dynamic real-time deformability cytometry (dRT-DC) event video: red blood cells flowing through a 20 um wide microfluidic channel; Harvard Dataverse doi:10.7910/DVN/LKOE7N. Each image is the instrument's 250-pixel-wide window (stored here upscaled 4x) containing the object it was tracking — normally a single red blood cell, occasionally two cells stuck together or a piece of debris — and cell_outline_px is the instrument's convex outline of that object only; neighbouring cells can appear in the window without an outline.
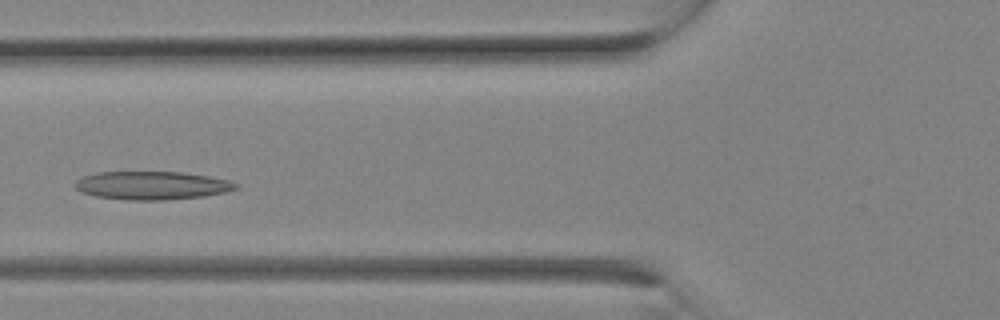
{"species": "Egyptian fruit bat (a non-hibernating species)", "species_latin": "Rousettus aegyptiacus", "temperature_condition": "room temperature", "stored_images_in_passage": 8, "camera_frame_rate_fps": 3000, "um_per_image_px": 0.085, "animal": {"sex": "female"}, "frame": {"image": 1, "passage_image": 7, "time_ms": 2.0, "image_size_px": [1000, 320], "cell_outline_px": [[240, 188], [224, 192], [204, 196], [164, 200], [128, 200], [96, 196], [80, 192], [76, 188], [76, 180], [84, 176], [96, 172], [184, 172], [208, 176], [228, 180], [240, 184]], "centroid_in_image_um": [12.94, 15.76], "position_along_channel_um": 112.9, "area_um2": 26.53}}